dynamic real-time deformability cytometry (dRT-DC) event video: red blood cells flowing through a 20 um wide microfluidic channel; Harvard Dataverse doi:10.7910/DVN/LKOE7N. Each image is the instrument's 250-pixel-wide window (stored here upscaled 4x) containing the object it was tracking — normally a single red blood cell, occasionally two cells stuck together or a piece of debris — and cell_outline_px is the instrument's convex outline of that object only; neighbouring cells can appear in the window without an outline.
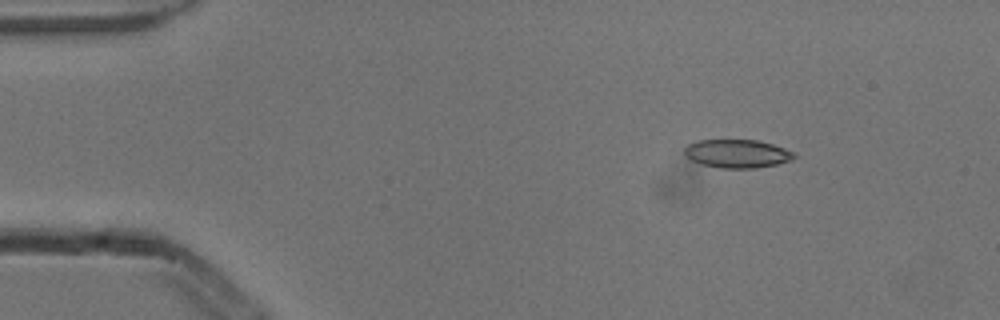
{"species": "common noctule bat (a hibernating species)", "species_latin": "Nyctalus noctula", "temperature_condition": "cold", "stored_images_in_passage": 3, "camera_frame_rate_fps": 3000, "um_per_image_px": 0.085, "animal": {"sex": "male", "body_mass_g": 13.3}, "frame": {"image": 1, "passage_image": 1, "time_ms": 0.0, "image_size_px": [1000, 320], "cell_outline_px": [[796, 156], [792, 160], [776, 164], [756, 168], [720, 168], [700, 164], [692, 160], [684, 152], [684, 148], [688, 144], [696, 140], [756, 140], [772, 144], [784, 148], [792, 152]], "centroid_in_image_um": [62.64, 13.06], "position_along_channel_um": 22.4, "area_um2": 18.03}}
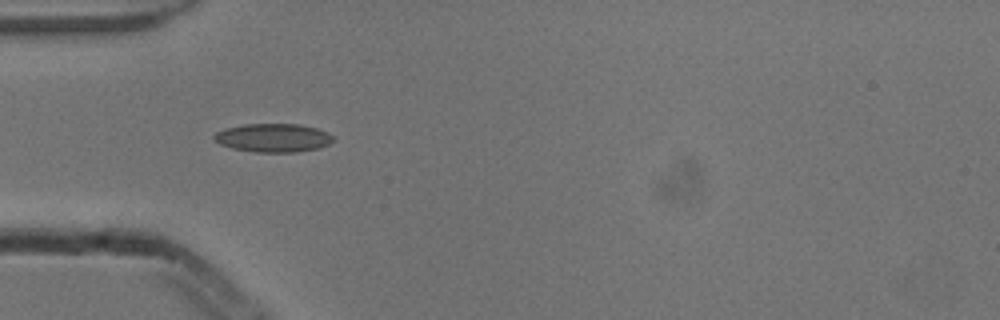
{"frame": {"image": 2, "passage_image": 3, "time_ms": 0.667, "image_size_px": [1000, 320], "cell_outline_px": [[336, 140], [320, 148], [296, 152], [256, 152], [232, 148], [220, 144], [212, 140], [212, 136], [216, 132], [224, 128], [244, 124], [300, 124], [316, 128], [328, 132]], "centroid_in_image_um": [23.21, 11.71], "position_along_channel_um": 61.8, "area_um2": 20.0}}